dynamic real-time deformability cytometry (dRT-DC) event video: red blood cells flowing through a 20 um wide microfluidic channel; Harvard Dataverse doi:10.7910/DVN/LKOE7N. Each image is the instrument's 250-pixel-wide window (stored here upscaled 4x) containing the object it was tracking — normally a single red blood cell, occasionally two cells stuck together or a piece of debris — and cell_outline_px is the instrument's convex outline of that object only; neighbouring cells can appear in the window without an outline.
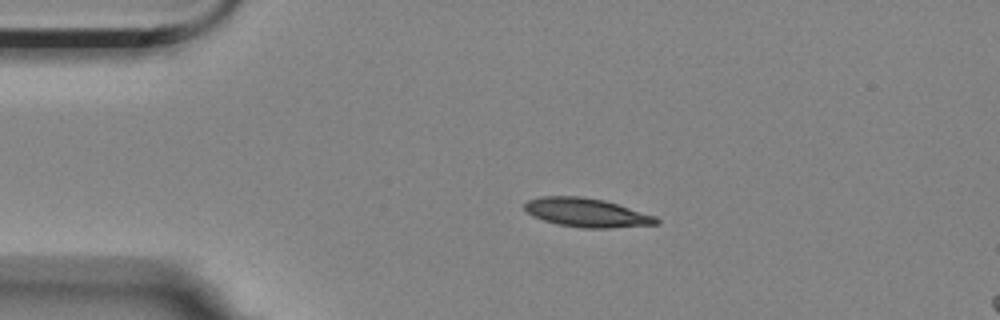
{"species": "Egyptian fruit bat (a non-hibernating species)", "species_latin": "Rousettus aegyptiacus", "temperature_condition": "room temperature", "stored_images_in_passage": 2, "camera_frame_rate_fps": 3000, "um_per_image_px": 0.085, "animal": {"sex": "female"}, "frame": {"image": 1, "passage_image": 1, "time_ms": 0.0, "image_size_px": [1000, 320], "cell_outline_px": [[660, 224], [608, 228], [580, 228], [556, 224], [532, 216], [524, 208], [524, 204], [528, 200], [540, 196], [580, 196], [604, 200], [656, 216], [660, 220]], "centroid_in_image_um": [49.87, 18.08], "position_along_channel_um": 35.1, "area_um2": 22.2}}